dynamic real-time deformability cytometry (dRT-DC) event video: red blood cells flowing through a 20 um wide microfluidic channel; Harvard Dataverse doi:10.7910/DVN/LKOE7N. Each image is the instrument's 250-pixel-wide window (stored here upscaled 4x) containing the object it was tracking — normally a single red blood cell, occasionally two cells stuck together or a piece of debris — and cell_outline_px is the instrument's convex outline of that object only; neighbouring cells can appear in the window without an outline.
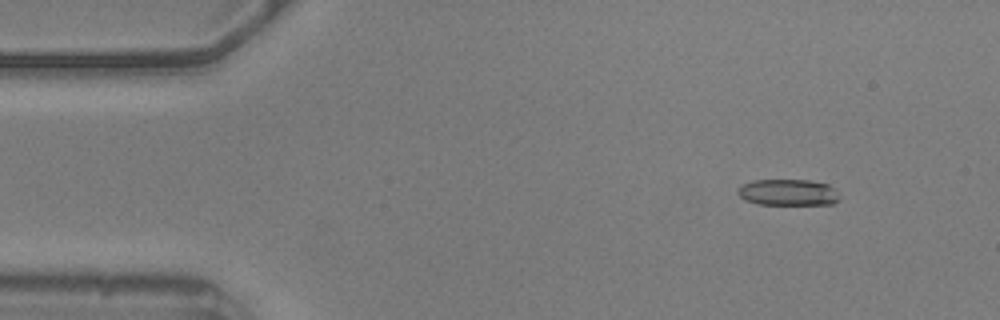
{"species": "common noctule bat (a hibernating species)", "species_latin": "Nyctalus noctula", "temperature_condition": "warm", "stored_images_in_passage": 19, "camera_frame_rate_fps": 3000, "um_per_image_px": 0.085, "animal": {"sex": "male", "body_mass_g": 20.5, "forearm_length_mm": 52.5}, "frame": {"image": 1, "passage_image": 6, "time_ms": 1.667, "image_size_px": [1000, 320], "cell_outline_px": [[836, 200], [832, 204], [756, 204], [744, 200], [736, 192], [744, 184], [752, 180], [808, 180], [828, 184], [832, 188], [836, 196]], "centroid_in_image_um": [66.9, 16.35], "position_along_channel_um": 18.1, "area_um2": 15.26}}
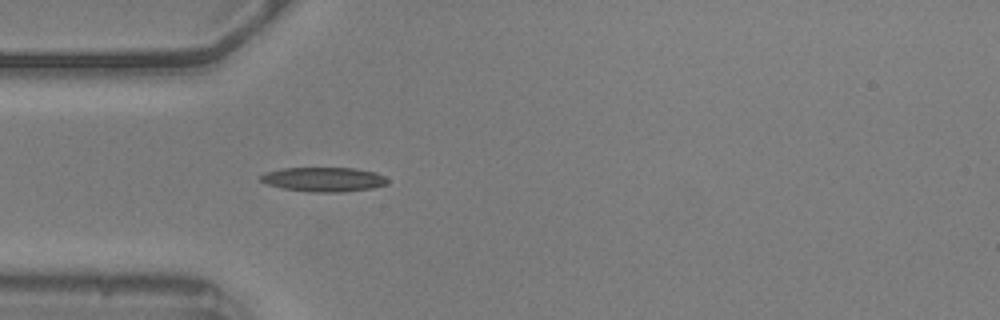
{"frame": {"image": 2, "passage_image": 16, "time_ms": 5.0, "image_size_px": [1000, 320], "cell_outline_px": [[388, 184], [372, 188], [344, 192], [308, 192], [284, 188], [268, 184], [260, 180], [260, 176], [264, 172], [284, 168], [352, 168], [376, 172], [384, 176], [388, 180]], "centroid_in_image_um": [27.53, 15.25], "position_along_channel_um": 57.5, "area_um2": 18.03}}